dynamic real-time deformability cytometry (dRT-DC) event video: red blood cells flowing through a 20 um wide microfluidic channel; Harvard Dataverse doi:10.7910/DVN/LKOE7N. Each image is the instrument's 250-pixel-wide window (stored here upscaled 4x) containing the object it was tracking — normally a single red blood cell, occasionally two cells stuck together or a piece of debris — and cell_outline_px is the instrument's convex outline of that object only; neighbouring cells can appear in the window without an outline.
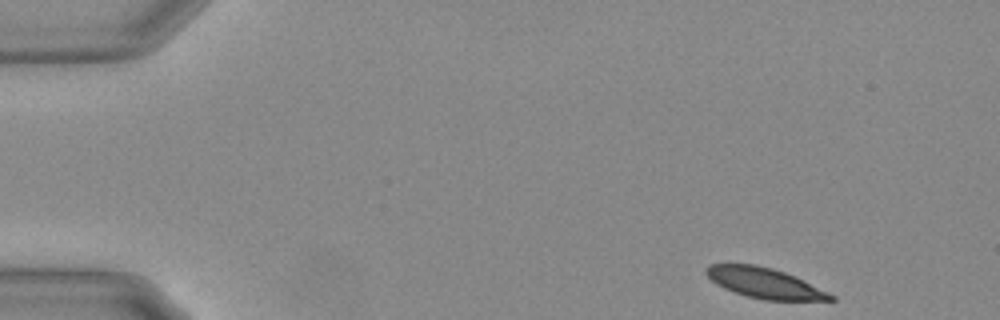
{"species": "Egyptian fruit bat (a non-hibernating species)", "species_latin": "Rousettus aegyptiacus", "temperature_condition": "warm", "stored_images_in_passage": 12, "camera_frame_rate_fps": 3000, "um_per_image_px": 0.085, "animal": {"sex": "female"}, "frame": {"image": 1, "passage_image": 1, "time_ms": 0.0, "image_size_px": [1000, 320], "cell_outline_px": [[836, 300], [764, 300], [748, 296], [724, 288], [716, 284], [704, 272], [704, 268], [708, 264], [756, 264], [772, 268], [784, 272], [828, 292], [836, 296]], "centroid_in_image_um": [64.95, 24.05], "position_along_channel_um": 20.0, "area_um2": 21.73}}